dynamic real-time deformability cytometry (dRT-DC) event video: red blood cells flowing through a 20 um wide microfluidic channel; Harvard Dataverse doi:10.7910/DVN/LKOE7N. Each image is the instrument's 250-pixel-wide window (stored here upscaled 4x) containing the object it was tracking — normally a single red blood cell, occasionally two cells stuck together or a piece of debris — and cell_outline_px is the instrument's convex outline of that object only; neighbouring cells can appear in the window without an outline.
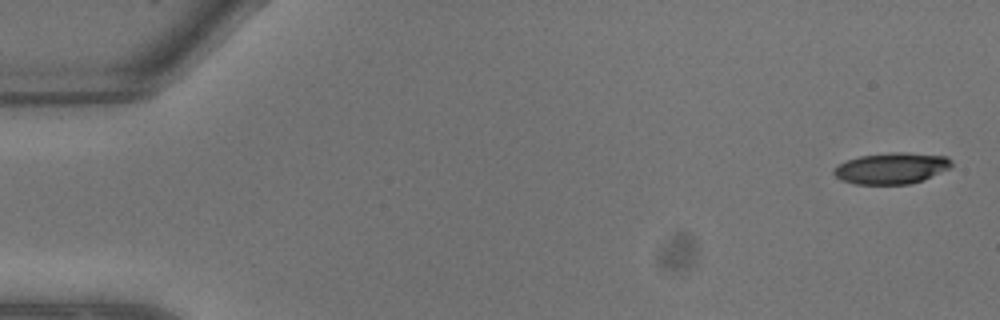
{"species": "common noctule bat (a hibernating species)", "species_latin": "Nyctalus noctula", "temperature_condition": "warm", "stored_images_in_passage": 6, "camera_frame_rate_fps": 3000, "um_per_image_px": 0.085, "animal": {"sex": "male", "body_mass_g": 13.3}, "frame": {"image": 1, "passage_image": 1, "time_ms": 0.0, "image_size_px": [1000, 320], "cell_outline_px": [[952, 164], [948, 168], [920, 180], [908, 184], [856, 184], [840, 180], [832, 172], [832, 168], [848, 160], [860, 156], [892, 152], [908, 152], [948, 156], [952, 160]], "centroid_in_image_um": [75.74, 14.29], "position_along_channel_um": 9.3, "area_um2": 21.21}}
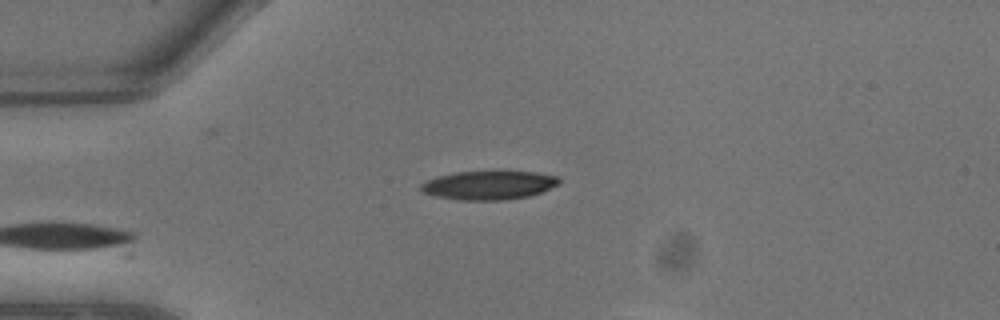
{"frame": {"image": 2, "passage_image": 6, "time_ms": 1.667, "image_size_px": [1000, 320], "cell_outline_px": [[560, 184], [540, 192], [528, 196], [504, 200], [460, 200], [436, 196], [424, 192], [420, 188], [420, 184], [436, 176], [456, 172], [536, 172], [556, 176], [560, 180]], "centroid_in_image_um": [41.54, 15.74], "position_along_channel_um": 43.5, "area_um2": 22.89}}